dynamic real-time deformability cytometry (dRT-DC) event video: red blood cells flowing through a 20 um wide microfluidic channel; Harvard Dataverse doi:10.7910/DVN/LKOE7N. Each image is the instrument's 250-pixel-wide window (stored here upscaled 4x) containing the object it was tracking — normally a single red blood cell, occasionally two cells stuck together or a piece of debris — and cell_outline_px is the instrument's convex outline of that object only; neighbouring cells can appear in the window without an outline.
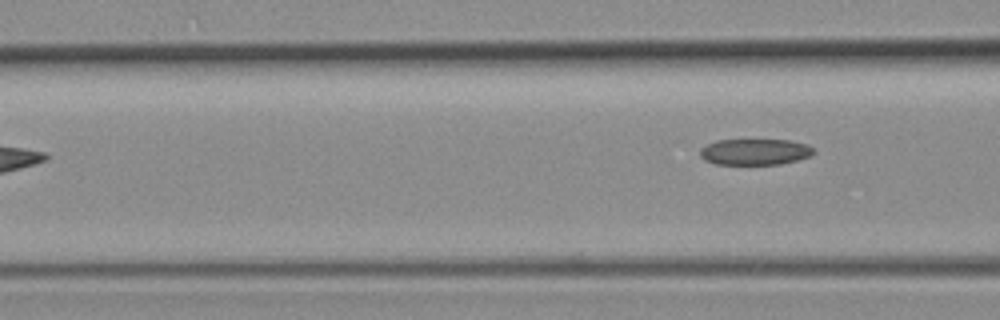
{"species": "common noctule bat (a hibernating species)", "species_latin": "Nyctalus noctula", "temperature_condition": "room temperature", "stored_images_in_passage": 6, "camera_frame_rate_fps": 3000, "um_per_image_px": 0.085, "animal": {"sex": "female", "body_mass_g": 19.3, "forearm_length_mm": 54.1}, "frame": {"image": 1, "passage_image": 6, "time_ms": 1.667, "image_size_px": [1000, 320], "cell_outline_px": [[816, 152], [812, 156], [780, 164], [716, 164], [704, 160], [700, 156], [700, 148], [716, 140], [788, 140], [808, 144]], "centroid_in_image_um": [64.18, 12.9], "position_along_channel_um": 102.4, "area_um2": 17.34}}